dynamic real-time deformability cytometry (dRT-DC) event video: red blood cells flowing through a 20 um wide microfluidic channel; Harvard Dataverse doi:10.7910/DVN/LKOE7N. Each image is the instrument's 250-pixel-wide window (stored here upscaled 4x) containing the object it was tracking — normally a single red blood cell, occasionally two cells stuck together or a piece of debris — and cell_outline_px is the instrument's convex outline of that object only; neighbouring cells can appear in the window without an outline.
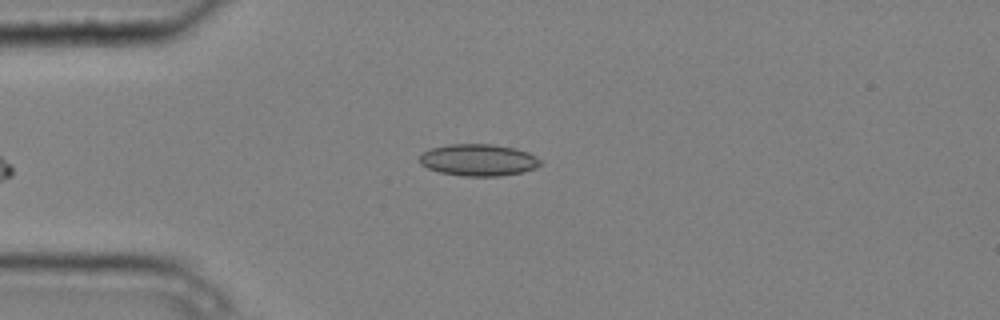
{"species": "common noctule bat (a hibernating species)", "species_latin": "Nyctalus noctula", "temperature_condition": "cold", "stored_images_in_passage": 6, "segment_of_instrument_passage": [2, 2], "camera_frame_rate_fps": 3000, "um_per_image_px": 0.085, "animal": {"sex": "male", "body_mass_g": 20.4}, "frame": {"image": 1, "passage_image": 6, "time_ms": 1.667, "image_size_px": [1000, 320], "cell_outline_px": [[540, 164], [536, 168], [520, 172], [500, 176], [464, 176], [440, 172], [428, 168], [420, 164], [420, 156], [424, 152], [432, 148], [448, 144], [492, 144], [516, 148], [528, 152], [536, 156], [540, 160]], "centroid_in_image_um": [40.67, 13.59], "position_along_channel_um": 44.3, "area_um2": 22.31}}